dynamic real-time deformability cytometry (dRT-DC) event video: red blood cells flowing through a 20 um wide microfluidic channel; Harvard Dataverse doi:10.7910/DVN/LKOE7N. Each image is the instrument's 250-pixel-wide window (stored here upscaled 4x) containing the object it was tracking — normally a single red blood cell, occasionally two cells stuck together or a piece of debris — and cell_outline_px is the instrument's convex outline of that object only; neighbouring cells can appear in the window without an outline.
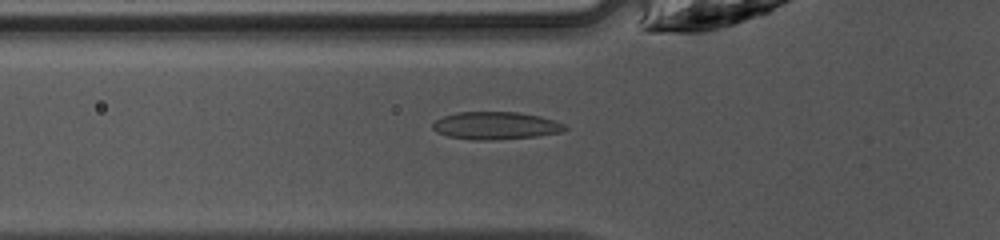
{"species": "common noctule bat (a hibernating species)", "species_latin": "Nyctalus noctula", "temperature_condition": "warm", "stored_images_in_passage": 37, "camera_frame_rate_fps": 3000, "um_per_image_px": 0.085, "animal": {"sex": "female", "body_mass_g": 10.0, "forearm_length_mm": 53.1}, "frame": {"image": 1, "passage_image": 6, "time_ms": 1.667, "image_size_px": [1000, 240], "cell_outline_px": [[568, 128], [560, 132], [536, 136], [492, 140], [476, 140], [448, 136], [436, 132], [432, 128], [432, 124], [436, 120], [444, 116], [456, 112], [516, 112], [540, 116], [556, 120], [564, 124]], "centroid_in_image_um": [42.13, 10.67], "position_along_channel_um": 83.7, "area_um2": 21.21}}
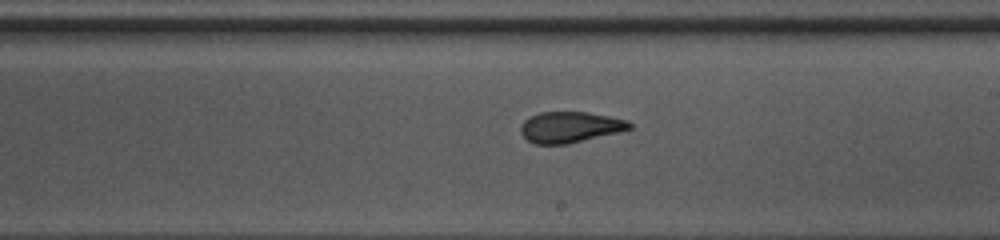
{"frame": {"image": 2, "passage_image": 17, "time_ms": 5.333, "image_size_px": [1000, 240], "cell_outline_px": [[632, 128], [620, 132], [568, 144], [536, 144], [528, 140], [520, 132], [520, 128], [524, 120], [540, 112], [588, 112], [628, 120], [632, 124]], "centroid_in_image_um": [48.48, 10.81], "position_along_channel_um": 240.5, "area_um2": 19.59}}
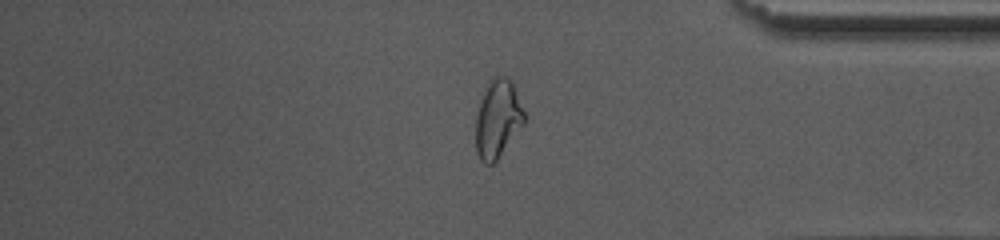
{"frame": {"image": 3, "passage_image": 29, "time_ms": 9.333, "image_size_px": [1000, 240], "cell_outline_px": [[524, 124], [496, 160], [492, 164], [484, 164], [480, 160], [476, 152], [476, 116], [488, 80], [492, 76], [508, 76], [512, 80], [524, 112]], "centroid_in_image_um": [42.3, 10.08], "position_along_channel_um": 392.9, "area_um2": 21.96}, "authors_computed_cell_mechanics": {"area_um2": 20.1144, "velocity_mm_per_s": 4.2418, "shape_relaxation_time_tau1_ms": 6.2731, "shape_relaxation_time_tau2_ms": 0.9924, "deformation_change_tau1": 0.212, "deformation_change_tau2": 0.0788}}